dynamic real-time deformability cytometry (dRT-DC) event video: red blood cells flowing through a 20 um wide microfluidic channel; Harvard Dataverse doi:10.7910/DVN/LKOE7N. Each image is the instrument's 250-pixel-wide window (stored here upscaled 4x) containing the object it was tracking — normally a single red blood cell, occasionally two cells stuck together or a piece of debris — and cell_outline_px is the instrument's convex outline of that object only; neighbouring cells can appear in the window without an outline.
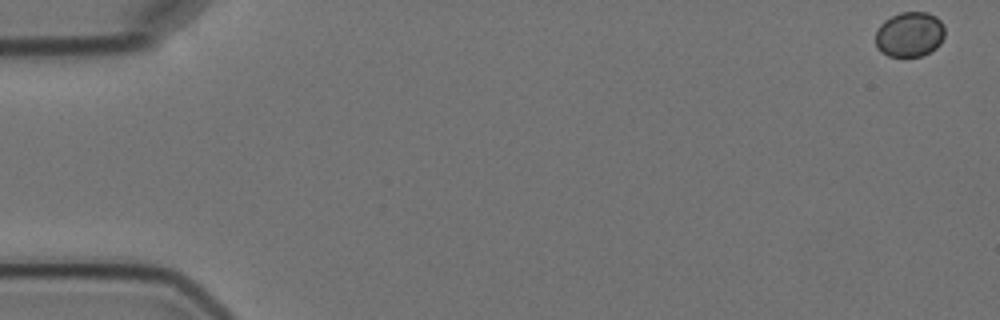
{"species": "Egyptian fruit bat (a non-hibernating species)", "species_latin": "Rousettus aegyptiacus", "temperature_condition": "cold", "stored_images_in_passage": 5, "camera_frame_rate_fps": 3000, "um_per_image_px": 0.085, "animal": {"sex": "female"}, "frame": {"image": 1, "passage_image": 1, "time_ms": 0.0, "image_size_px": [1000, 320], "cell_outline_px": [[944, 36], [940, 44], [936, 48], [920, 56], [888, 56], [880, 52], [876, 48], [876, 32], [880, 24], [884, 20], [900, 12], [928, 12], [936, 16], [940, 20], [944, 28]], "centroid_in_image_um": [77.3, 2.92], "position_along_channel_um": 7.7, "area_um2": 18.26}}
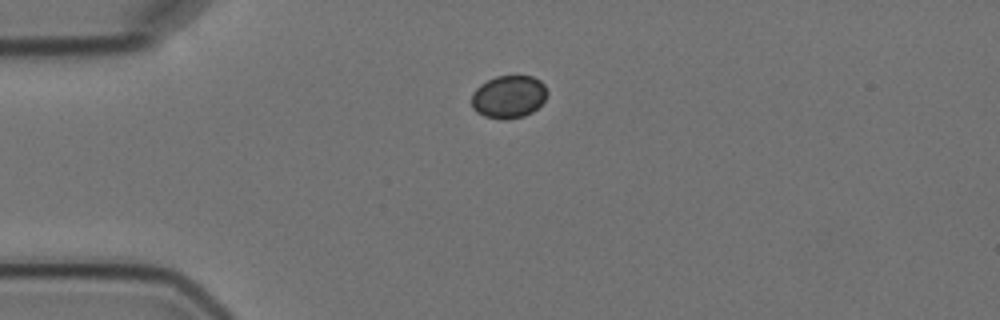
{"frame": {"image": 2, "passage_image": 4, "time_ms": 4.333, "image_size_px": [1000, 320], "cell_outline_px": [[548, 92], [544, 100], [532, 112], [524, 116], [508, 120], [504, 120], [484, 116], [476, 112], [472, 108], [472, 92], [480, 84], [496, 76], [532, 76], [540, 80], [544, 84]], "centroid_in_image_um": [43.22, 8.23], "position_along_channel_um": 41.8, "area_um2": 18.96}}